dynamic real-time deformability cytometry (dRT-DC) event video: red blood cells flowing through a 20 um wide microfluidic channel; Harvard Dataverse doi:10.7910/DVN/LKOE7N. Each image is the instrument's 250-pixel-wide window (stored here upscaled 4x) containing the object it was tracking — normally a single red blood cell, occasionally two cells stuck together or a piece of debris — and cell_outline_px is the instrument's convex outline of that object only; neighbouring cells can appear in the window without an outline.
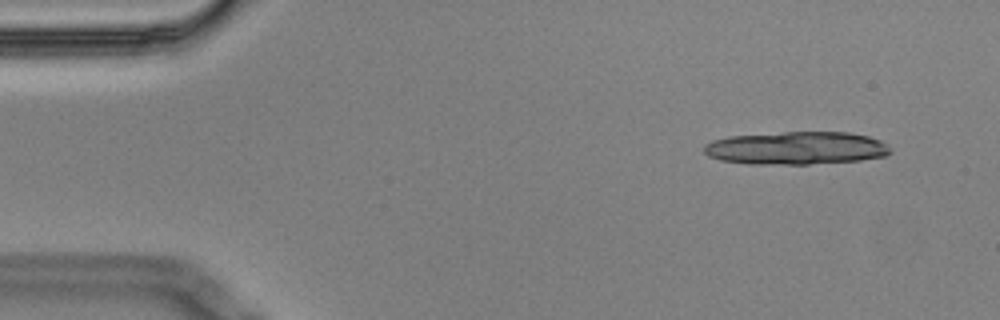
{"species": "Egyptian fruit bat (a non-hibernating species)", "species_latin": "Rousettus aegyptiacus", "temperature_condition": "cold", "stored_images_in_passage": 15, "camera_frame_rate_fps": 3000, "um_per_image_px": 0.085, "animal": {"sex": "male"}, "frame": {"image": 1, "passage_image": 1, "time_ms": 0.0, "image_size_px": [1000, 320], "cell_outline_px": [[892, 152], [888, 156], [860, 160], [808, 164], [748, 164], [720, 160], [708, 156], [704, 152], [704, 144], [712, 140], [728, 136], [784, 132], [848, 132], [868, 136], [880, 140]], "centroid_in_image_um": [67.66, 12.59], "position_along_channel_um": 17.3, "area_um2": 35.89}}
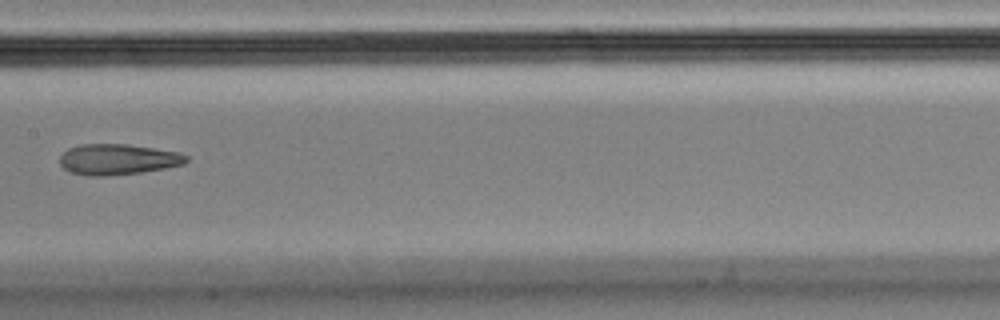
{"frame": {"image": 2, "passage_image": 7, "time_ms": 2.0, "image_size_px": [1000, 320], "cell_outline_px": [[188, 160], [184, 164], [164, 168], [140, 172], [104, 176], [88, 176], [72, 172], [64, 168], [60, 164], [60, 156], [68, 148], [80, 144], [128, 144], [180, 152], [188, 156]], "centroid_in_image_um": [10.02, 13.54], "position_along_channel_um": 197.4, "area_um2": 22.6}}
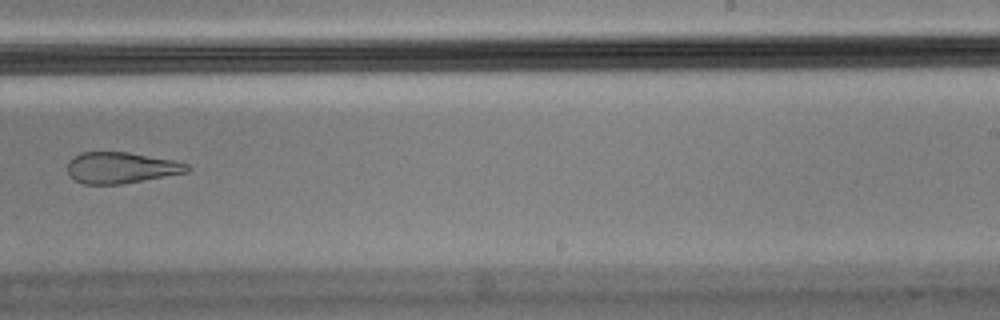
{"frame": {"image": 3, "passage_image": 9, "time_ms": 2.667, "image_size_px": [1000, 320], "cell_outline_px": [[192, 168], [188, 172], [120, 184], [84, 184], [76, 180], [68, 172], [68, 160], [72, 156], [80, 152], [128, 152], [172, 160], [188, 164]], "centroid_in_image_um": [10.28, 14.24], "position_along_channel_um": 278.7, "area_um2": 21.62}}